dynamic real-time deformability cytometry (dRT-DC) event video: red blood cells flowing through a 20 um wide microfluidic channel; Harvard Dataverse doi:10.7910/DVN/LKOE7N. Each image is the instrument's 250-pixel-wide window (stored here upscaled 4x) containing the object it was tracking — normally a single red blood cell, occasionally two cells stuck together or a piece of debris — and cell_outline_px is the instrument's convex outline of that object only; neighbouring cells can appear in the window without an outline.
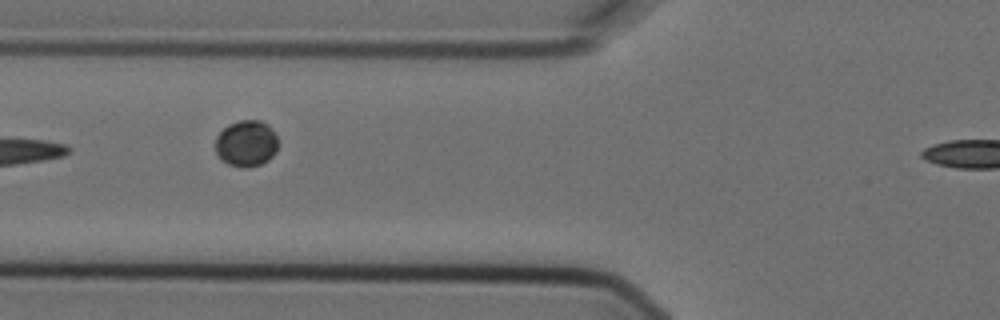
{"species": "Egyptian fruit bat (a non-hibernating species)", "species_latin": "Rousettus aegyptiacus", "temperature_condition": "cold", "stored_images_in_passage": 6, "camera_frame_rate_fps": 3000, "um_per_image_px": 0.085, "animal": {"sex": "female"}, "frame": {"image": 1, "passage_image": 2, "time_ms": 0.333, "image_size_px": [1000, 320], "cell_outline_px": [[276, 152], [268, 160], [260, 164], [248, 168], [244, 168], [228, 164], [220, 160], [216, 152], [216, 136], [228, 124], [240, 120], [260, 120], [268, 124], [276, 136]], "centroid_in_image_um": [20.91, 12.19], "position_along_channel_um": 104.9, "area_um2": 16.94}}
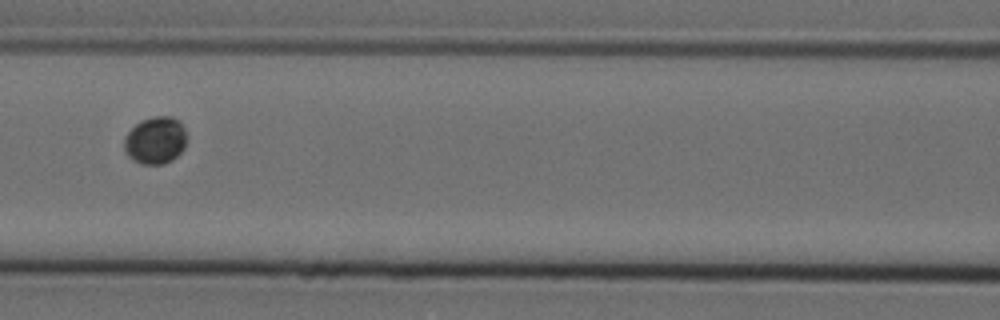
{"frame": {"image": 2, "passage_image": 3, "time_ms": 0.667, "image_size_px": [1000, 320], "cell_outline_px": [[184, 148], [172, 160], [164, 164], [144, 164], [132, 160], [128, 156], [124, 148], [124, 136], [140, 120], [152, 116], [172, 116], [180, 120], [184, 128]], "centroid_in_image_um": [13.18, 11.91], "position_along_channel_um": 153.4, "area_um2": 17.22}}
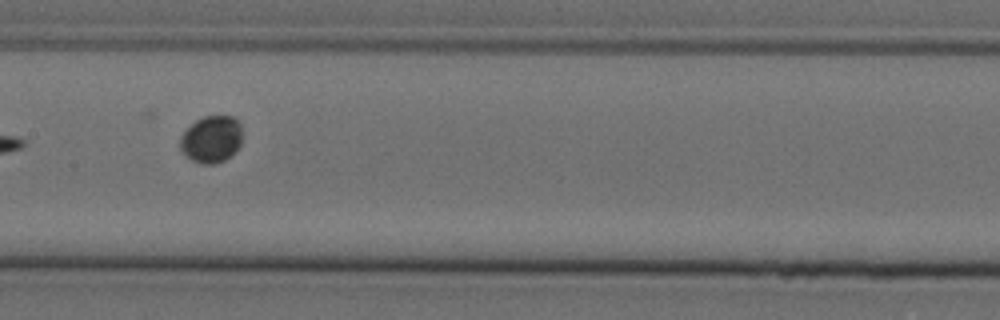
{"frame": {"image": 3, "passage_image": 4, "time_ms": 1.0, "image_size_px": [1000, 320], "cell_outline_px": [[240, 144], [236, 152], [224, 160], [216, 164], [204, 164], [192, 160], [180, 148], [180, 136], [196, 120], [204, 116], [232, 116], [240, 124]], "centroid_in_image_um": [17.97, 11.84], "position_along_channel_um": 189.4, "area_um2": 16.76}}